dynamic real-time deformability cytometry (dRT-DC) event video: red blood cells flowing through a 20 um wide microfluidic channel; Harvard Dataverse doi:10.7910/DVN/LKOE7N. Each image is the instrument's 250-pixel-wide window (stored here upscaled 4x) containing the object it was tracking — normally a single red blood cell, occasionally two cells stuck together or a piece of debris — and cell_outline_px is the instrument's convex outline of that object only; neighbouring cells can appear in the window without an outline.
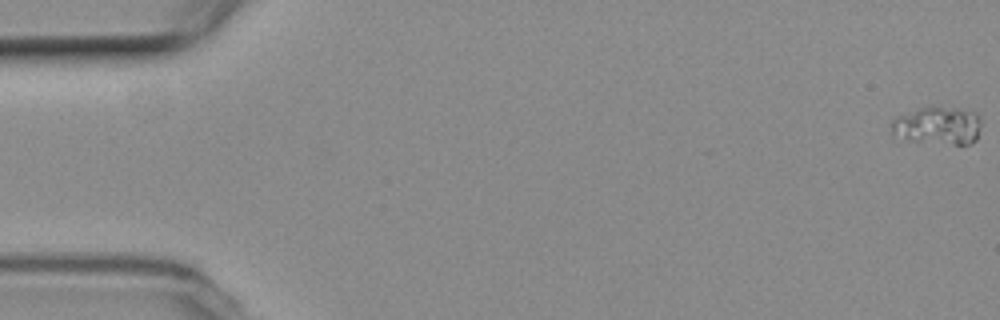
{"species": "common noctule bat (a hibernating species)", "species_latin": "Nyctalus noctula", "temperature_condition": "room temperature", "stored_images_in_passage": 18, "camera_frame_rate_fps": 3000, "um_per_image_px": 0.085, "animal": {"sex": "female", "body_mass_g": 19.3, "forearm_length_mm": 54.1}, "frame": {"image": 1, "passage_image": 1, "time_ms": 0.0, "image_size_px": [1000, 320], "cell_outline_px": [[980, 124], [976, 140], [968, 144], [956, 144], [892, 140], [892, 120], [896, 116], [920, 108], [940, 104], [976, 112], [980, 116]], "centroid_in_image_um": [79.65, 10.67], "position_along_channel_um": 5.3, "area_um2": 20.63}}
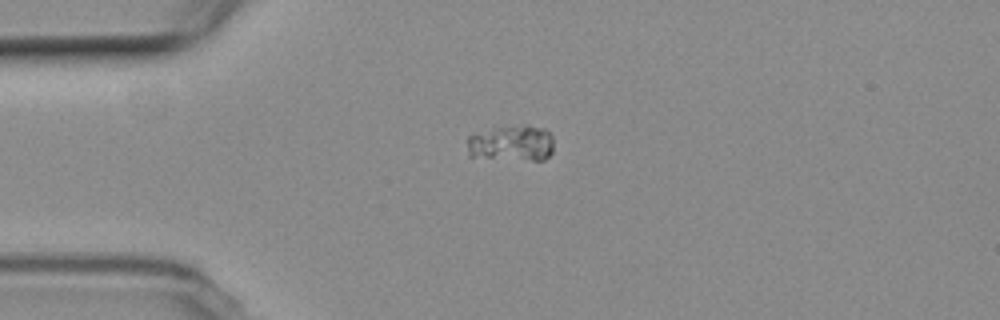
{"frame": {"image": 2, "passage_image": 15, "time_ms": 4.667, "image_size_px": [1000, 320], "cell_outline_px": [[552, 152], [544, 160], [532, 160], [468, 156], [468, 136], [476, 132], [496, 128], [524, 124], [528, 124], [544, 128], [552, 136]], "centroid_in_image_um": [43.5, 12.16], "position_along_channel_um": 41.5, "area_um2": 18.15}}